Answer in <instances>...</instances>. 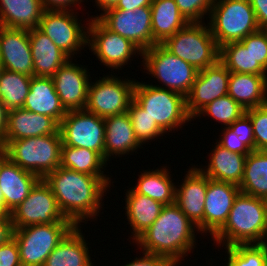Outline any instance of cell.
<instances>
[{
  "instance_id": "3",
  "label": "cell",
  "mask_w": 267,
  "mask_h": 266,
  "mask_svg": "<svg viewBox=\"0 0 267 266\" xmlns=\"http://www.w3.org/2000/svg\"><path fill=\"white\" fill-rule=\"evenodd\" d=\"M212 238L220 246L223 242V246L226 247L236 244L265 243L267 239L266 200L239 192L225 224Z\"/></svg>"
},
{
  "instance_id": "49",
  "label": "cell",
  "mask_w": 267,
  "mask_h": 266,
  "mask_svg": "<svg viewBox=\"0 0 267 266\" xmlns=\"http://www.w3.org/2000/svg\"><path fill=\"white\" fill-rule=\"evenodd\" d=\"M152 0H119L115 9L134 11L140 7H150Z\"/></svg>"
},
{
  "instance_id": "5",
  "label": "cell",
  "mask_w": 267,
  "mask_h": 266,
  "mask_svg": "<svg viewBox=\"0 0 267 266\" xmlns=\"http://www.w3.org/2000/svg\"><path fill=\"white\" fill-rule=\"evenodd\" d=\"M133 100L164 131L182 128L191 117L186 110V97L181 93L167 90L159 85L136 82Z\"/></svg>"
},
{
  "instance_id": "30",
  "label": "cell",
  "mask_w": 267,
  "mask_h": 266,
  "mask_svg": "<svg viewBox=\"0 0 267 266\" xmlns=\"http://www.w3.org/2000/svg\"><path fill=\"white\" fill-rule=\"evenodd\" d=\"M126 197L127 219L133 230L132 240H136L155 222L164 205L145 195L135 193L132 189L127 191Z\"/></svg>"
},
{
  "instance_id": "18",
  "label": "cell",
  "mask_w": 267,
  "mask_h": 266,
  "mask_svg": "<svg viewBox=\"0 0 267 266\" xmlns=\"http://www.w3.org/2000/svg\"><path fill=\"white\" fill-rule=\"evenodd\" d=\"M0 59L3 69L34 76L27 29L0 26Z\"/></svg>"
},
{
  "instance_id": "45",
  "label": "cell",
  "mask_w": 267,
  "mask_h": 266,
  "mask_svg": "<svg viewBox=\"0 0 267 266\" xmlns=\"http://www.w3.org/2000/svg\"><path fill=\"white\" fill-rule=\"evenodd\" d=\"M0 266H22L17 241L14 237L0 245Z\"/></svg>"
},
{
  "instance_id": "40",
  "label": "cell",
  "mask_w": 267,
  "mask_h": 266,
  "mask_svg": "<svg viewBox=\"0 0 267 266\" xmlns=\"http://www.w3.org/2000/svg\"><path fill=\"white\" fill-rule=\"evenodd\" d=\"M250 118L255 138V150L267 151V104L245 110Z\"/></svg>"
},
{
  "instance_id": "46",
  "label": "cell",
  "mask_w": 267,
  "mask_h": 266,
  "mask_svg": "<svg viewBox=\"0 0 267 266\" xmlns=\"http://www.w3.org/2000/svg\"><path fill=\"white\" fill-rule=\"evenodd\" d=\"M141 258H135L124 266H173L174 264L166 257L143 252Z\"/></svg>"
},
{
  "instance_id": "15",
  "label": "cell",
  "mask_w": 267,
  "mask_h": 266,
  "mask_svg": "<svg viewBox=\"0 0 267 266\" xmlns=\"http://www.w3.org/2000/svg\"><path fill=\"white\" fill-rule=\"evenodd\" d=\"M74 13L72 10H44L38 26L71 59V55L84 49L88 41V29L80 25Z\"/></svg>"
},
{
  "instance_id": "38",
  "label": "cell",
  "mask_w": 267,
  "mask_h": 266,
  "mask_svg": "<svg viewBox=\"0 0 267 266\" xmlns=\"http://www.w3.org/2000/svg\"><path fill=\"white\" fill-rule=\"evenodd\" d=\"M245 110L234 101L229 95L219 97L203 107L195 116L196 118L208 114L213 117L216 121L225 125L224 127L230 126L234 121L239 119Z\"/></svg>"
},
{
  "instance_id": "21",
  "label": "cell",
  "mask_w": 267,
  "mask_h": 266,
  "mask_svg": "<svg viewBox=\"0 0 267 266\" xmlns=\"http://www.w3.org/2000/svg\"><path fill=\"white\" fill-rule=\"evenodd\" d=\"M58 130L59 124L47 115L30 112L23 108L12 109L8 112L5 139L0 147L3 148L12 140L55 134Z\"/></svg>"
},
{
  "instance_id": "25",
  "label": "cell",
  "mask_w": 267,
  "mask_h": 266,
  "mask_svg": "<svg viewBox=\"0 0 267 266\" xmlns=\"http://www.w3.org/2000/svg\"><path fill=\"white\" fill-rule=\"evenodd\" d=\"M105 123V161L111 155L119 156L140 148L128 112L104 118ZM108 160V161H107Z\"/></svg>"
},
{
  "instance_id": "23",
  "label": "cell",
  "mask_w": 267,
  "mask_h": 266,
  "mask_svg": "<svg viewBox=\"0 0 267 266\" xmlns=\"http://www.w3.org/2000/svg\"><path fill=\"white\" fill-rule=\"evenodd\" d=\"M34 76L52 77L70 57L58 48L38 27L28 30Z\"/></svg>"
},
{
  "instance_id": "7",
  "label": "cell",
  "mask_w": 267,
  "mask_h": 266,
  "mask_svg": "<svg viewBox=\"0 0 267 266\" xmlns=\"http://www.w3.org/2000/svg\"><path fill=\"white\" fill-rule=\"evenodd\" d=\"M202 22H190L162 45L173 55L186 61L198 71L219 61L220 47L209 26Z\"/></svg>"
},
{
  "instance_id": "8",
  "label": "cell",
  "mask_w": 267,
  "mask_h": 266,
  "mask_svg": "<svg viewBox=\"0 0 267 266\" xmlns=\"http://www.w3.org/2000/svg\"><path fill=\"white\" fill-rule=\"evenodd\" d=\"M72 222L38 224L14 229L22 266H43L47 257L74 227Z\"/></svg>"
},
{
  "instance_id": "35",
  "label": "cell",
  "mask_w": 267,
  "mask_h": 266,
  "mask_svg": "<svg viewBox=\"0 0 267 266\" xmlns=\"http://www.w3.org/2000/svg\"><path fill=\"white\" fill-rule=\"evenodd\" d=\"M31 76L2 69L0 100L8 110L23 108L30 91Z\"/></svg>"
},
{
  "instance_id": "33",
  "label": "cell",
  "mask_w": 267,
  "mask_h": 266,
  "mask_svg": "<svg viewBox=\"0 0 267 266\" xmlns=\"http://www.w3.org/2000/svg\"><path fill=\"white\" fill-rule=\"evenodd\" d=\"M240 192L267 199V151H252L245 160Z\"/></svg>"
},
{
  "instance_id": "6",
  "label": "cell",
  "mask_w": 267,
  "mask_h": 266,
  "mask_svg": "<svg viewBox=\"0 0 267 266\" xmlns=\"http://www.w3.org/2000/svg\"><path fill=\"white\" fill-rule=\"evenodd\" d=\"M209 14L208 26L219 47L260 29L249 0H215Z\"/></svg>"
},
{
  "instance_id": "13",
  "label": "cell",
  "mask_w": 267,
  "mask_h": 266,
  "mask_svg": "<svg viewBox=\"0 0 267 266\" xmlns=\"http://www.w3.org/2000/svg\"><path fill=\"white\" fill-rule=\"evenodd\" d=\"M109 30L130 40L142 52L157 44L153 40L151 7L134 11L107 9L96 16Z\"/></svg>"
},
{
  "instance_id": "32",
  "label": "cell",
  "mask_w": 267,
  "mask_h": 266,
  "mask_svg": "<svg viewBox=\"0 0 267 266\" xmlns=\"http://www.w3.org/2000/svg\"><path fill=\"white\" fill-rule=\"evenodd\" d=\"M168 169L161 168L154 171H143L139 175L137 186L131 189L138 194L145 195L161 204L175 203L176 187L171 180Z\"/></svg>"
},
{
  "instance_id": "29",
  "label": "cell",
  "mask_w": 267,
  "mask_h": 266,
  "mask_svg": "<svg viewBox=\"0 0 267 266\" xmlns=\"http://www.w3.org/2000/svg\"><path fill=\"white\" fill-rule=\"evenodd\" d=\"M0 26L34 29L39 26L44 9L40 0H0Z\"/></svg>"
},
{
  "instance_id": "54",
  "label": "cell",
  "mask_w": 267,
  "mask_h": 266,
  "mask_svg": "<svg viewBox=\"0 0 267 266\" xmlns=\"http://www.w3.org/2000/svg\"><path fill=\"white\" fill-rule=\"evenodd\" d=\"M7 159L5 150L0 147V166Z\"/></svg>"
},
{
  "instance_id": "34",
  "label": "cell",
  "mask_w": 267,
  "mask_h": 266,
  "mask_svg": "<svg viewBox=\"0 0 267 266\" xmlns=\"http://www.w3.org/2000/svg\"><path fill=\"white\" fill-rule=\"evenodd\" d=\"M106 161L95 151L61 145L60 166L96 177H106L101 171Z\"/></svg>"
},
{
  "instance_id": "31",
  "label": "cell",
  "mask_w": 267,
  "mask_h": 266,
  "mask_svg": "<svg viewBox=\"0 0 267 266\" xmlns=\"http://www.w3.org/2000/svg\"><path fill=\"white\" fill-rule=\"evenodd\" d=\"M152 34L157 44L183 29L189 22L180 13L175 0H152Z\"/></svg>"
},
{
  "instance_id": "14",
  "label": "cell",
  "mask_w": 267,
  "mask_h": 266,
  "mask_svg": "<svg viewBox=\"0 0 267 266\" xmlns=\"http://www.w3.org/2000/svg\"><path fill=\"white\" fill-rule=\"evenodd\" d=\"M87 25V45L108 68L120 69L125 63L128 64L133 54L142 55V51L135 44L109 30L97 17L91 18Z\"/></svg>"
},
{
  "instance_id": "9",
  "label": "cell",
  "mask_w": 267,
  "mask_h": 266,
  "mask_svg": "<svg viewBox=\"0 0 267 266\" xmlns=\"http://www.w3.org/2000/svg\"><path fill=\"white\" fill-rule=\"evenodd\" d=\"M144 69L161 81L167 90L189 94L198 70L169 52L162 44H155L142 52Z\"/></svg>"
},
{
  "instance_id": "28",
  "label": "cell",
  "mask_w": 267,
  "mask_h": 266,
  "mask_svg": "<svg viewBox=\"0 0 267 266\" xmlns=\"http://www.w3.org/2000/svg\"><path fill=\"white\" fill-rule=\"evenodd\" d=\"M212 150L208 168H199L208 178L221 182H229L240 185L243 174L246 155L235 153L220 146L218 143Z\"/></svg>"
},
{
  "instance_id": "4",
  "label": "cell",
  "mask_w": 267,
  "mask_h": 266,
  "mask_svg": "<svg viewBox=\"0 0 267 266\" xmlns=\"http://www.w3.org/2000/svg\"><path fill=\"white\" fill-rule=\"evenodd\" d=\"M61 145L58 130L55 134L9 141L3 149L10 161L44 179L60 166Z\"/></svg>"
},
{
  "instance_id": "37",
  "label": "cell",
  "mask_w": 267,
  "mask_h": 266,
  "mask_svg": "<svg viewBox=\"0 0 267 266\" xmlns=\"http://www.w3.org/2000/svg\"><path fill=\"white\" fill-rule=\"evenodd\" d=\"M227 266H267V246L263 244H236L225 247Z\"/></svg>"
},
{
  "instance_id": "42",
  "label": "cell",
  "mask_w": 267,
  "mask_h": 266,
  "mask_svg": "<svg viewBox=\"0 0 267 266\" xmlns=\"http://www.w3.org/2000/svg\"><path fill=\"white\" fill-rule=\"evenodd\" d=\"M180 13L190 22H202L203 16L210 13L215 0H175Z\"/></svg>"
},
{
  "instance_id": "24",
  "label": "cell",
  "mask_w": 267,
  "mask_h": 266,
  "mask_svg": "<svg viewBox=\"0 0 267 266\" xmlns=\"http://www.w3.org/2000/svg\"><path fill=\"white\" fill-rule=\"evenodd\" d=\"M23 109L37 114L47 115L58 124L67 114L55 90L51 77L32 76L30 91Z\"/></svg>"
},
{
  "instance_id": "16",
  "label": "cell",
  "mask_w": 267,
  "mask_h": 266,
  "mask_svg": "<svg viewBox=\"0 0 267 266\" xmlns=\"http://www.w3.org/2000/svg\"><path fill=\"white\" fill-rule=\"evenodd\" d=\"M229 78L230 72L220 61L198 71L186 96V110L192 119L207 104L228 95Z\"/></svg>"
},
{
  "instance_id": "22",
  "label": "cell",
  "mask_w": 267,
  "mask_h": 266,
  "mask_svg": "<svg viewBox=\"0 0 267 266\" xmlns=\"http://www.w3.org/2000/svg\"><path fill=\"white\" fill-rule=\"evenodd\" d=\"M40 178L8 158L0 166V188L4 196V207L9 214L29 195Z\"/></svg>"
},
{
  "instance_id": "12",
  "label": "cell",
  "mask_w": 267,
  "mask_h": 266,
  "mask_svg": "<svg viewBox=\"0 0 267 266\" xmlns=\"http://www.w3.org/2000/svg\"><path fill=\"white\" fill-rule=\"evenodd\" d=\"M14 229L38 224L71 222L59 208L50 186L40 179L26 199L10 213Z\"/></svg>"
},
{
  "instance_id": "2",
  "label": "cell",
  "mask_w": 267,
  "mask_h": 266,
  "mask_svg": "<svg viewBox=\"0 0 267 266\" xmlns=\"http://www.w3.org/2000/svg\"><path fill=\"white\" fill-rule=\"evenodd\" d=\"M194 227L175 203L165 205L155 222L134 242L143 247V252L164 256L177 265L195 248Z\"/></svg>"
},
{
  "instance_id": "52",
  "label": "cell",
  "mask_w": 267,
  "mask_h": 266,
  "mask_svg": "<svg viewBox=\"0 0 267 266\" xmlns=\"http://www.w3.org/2000/svg\"><path fill=\"white\" fill-rule=\"evenodd\" d=\"M119 0H95L96 5L100 7L103 12L109 8L115 7Z\"/></svg>"
},
{
  "instance_id": "50",
  "label": "cell",
  "mask_w": 267,
  "mask_h": 266,
  "mask_svg": "<svg viewBox=\"0 0 267 266\" xmlns=\"http://www.w3.org/2000/svg\"><path fill=\"white\" fill-rule=\"evenodd\" d=\"M14 226L11 218L0 219V245L13 238Z\"/></svg>"
},
{
  "instance_id": "51",
  "label": "cell",
  "mask_w": 267,
  "mask_h": 266,
  "mask_svg": "<svg viewBox=\"0 0 267 266\" xmlns=\"http://www.w3.org/2000/svg\"><path fill=\"white\" fill-rule=\"evenodd\" d=\"M8 112L9 110L6 108L5 104L0 100V146L3 144L5 139Z\"/></svg>"
},
{
  "instance_id": "19",
  "label": "cell",
  "mask_w": 267,
  "mask_h": 266,
  "mask_svg": "<svg viewBox=\"0 0 267 266\" xmlns=\"http://www.w3.org/2000/svg\"><path fill=\"white\" fill-rule=\"evenodd\" d=\"M208 177L197 167L188 170L184 182L177 188L175 204L204 233V207Z\"/></svg>"
},
{
  "instance_id": "44",
  "label": "cell",
  "mask_w": 267,
  "mask_h": 266,
  "mask_svg": "<svg viewBox=\"0 0 267 266\" xmlns=\"http://www.w3.org/2000/svg\"><path fill=\"white\" fill-rule=\"evenodd\" d=\"M231 131L240 137H247V146L255 151V138L250 118L244 113L239 119L228 126Z\"/></svg>"
},
{
  "instance_id": "26",
  "label": "cell",
  "mask_w": 267,
  "mask_h": 266,
  "mask_svg": "<svg viewBox=\"0 0 267 266\" xmlns=\"http://www.w3.org/2000/svg\"><path fill=\"white\" fill-rule=\"evenodd\" d=\"M267 75L230 73L228 95L244 110L267 104Z\"/></svg>"
},
{
  "instance_id": "1",
  "label": "cell",
  "mask_w": 267,
  "mask_h": 266,
  "mask_svg": "<svg viewBox=\"0 0 267 266\" xmlns=\"http://www.w3.org/2000/svg\"><path fill=\"white\" fill-rule=\"evenodd\" d=\"M44 181L50 186L64 216L75 226L97 216L109 177H96L59 166Z\"/></svg>"
},
{
  "instance_id": "36",
  "label": "cell",
  "mask_w": 267,
  "mask_h": 266,
  "mask_svg": "<svg viewBox=\"0 0 267 266\" xmlns=\"http://www.w3.org/2000/svg\"><path fill=\"white\" fill-rule=\"evenodd\" d=\"M219 61L230 73L267 74L260 65H254L249 49H245L240 42H230L221 46Z\"/></svg>"
},
{
  "instance_id": "41",
  "label": "cell",
  "mask_w": 267,
  "mask_h": 266,
  "mask_svg": "<svg viewBox=\"0 0 267 266\" xmlns=\"http://www.w3.org/2000/svg\"><path fill=\"white\" fill-rule=\"evenodd\" d=\"M245 49H249L254 65H260L267 72V33L264 29L247 35L239 41Z\"/></svg>"
},
{
  "instance_id": "47",
  "label": "cell",
  "mask_w": 267,
  "mask_h": 266,
  "mask_svg": "<svg viewBox=\"0 0 267 266\" xmlns=\"http://www.w3.org/2000/svg\"><path fill=\"white\" fill-rule=\"evenodd\" d=\"M260 29L267 27V0H249Z\"/></svg>"
},
{
  "instance_id": "10",
  "label": "cell",
  "mask_w": 267,
  "mask_h": 266,
  "mask_svg": "<svg viewBox=\"0 0 267 266\" xmlns=\"http://www.w3.org/2000/svg\"><path fill=\"white\" fill-rule=\"evenodd\" d=\"M62 144L97 152L105 160L104 118L85 109L68 111L59 124Z\"/></svg>"
},
{
  "instance_id": "39",
  "label": "cell",
  "mask_w": 267,
  "mask_h": 266,
  "mask_svg": "<svg viewBox=\"0 0 267 266\" xmlns=\"http://www.w3.org/2000/svg\"><path fill=\"white\" fill-rule=\"evenodd\" d=\"M127 112L132 122L134 135L140 145L165 134L134 100L131 101Z\"/></svg>"
},
{
  "instance_id": "43",
  "label": "cell",
  "mask_w": 267,
  "mask_h": 266,
  "mask_svg": "<svg viewBox=\"0 0 267 266\" xmlns=\"http://www.w3.org/2000/svg\"><path fill=\"white\" fill-rule=\"evenodd\" d=\"M222 139L218 143L220 146L227 150L243 155H248L252 150L247 146V137H240L233 133L229 127H225L223 131Z\"/></svg>"
},
{
  "instance_id": "55",
  "label": "cell",
  "mask_w": 267,
  "mask_h": 266,
  "mask_svg": "<svg viewBox=\"0 0 267 266\" xmlns=\"http://www.w3.org/2000/svg\"><path fill=\"white\" fill-rule=\"evenodd\" d=\"M2 64H1V59H0V73H1V71H2Z\"/></svg>"
},
{
  "instance_id": "20",
  "label": "cell",
  "mask_w": 267,
  "mask_h": 266,
  "mask_svg": "<svg viewBox=\"0 0 267 266\" xmlns=\"http://www.w3.org/2000/svg\"><path fill=\"white\" fill-rule=\"evenodd\" d=\"M239 192L238 185L208 178L204 207V233L209 232L213 236L225 224Z\"/></svg>"
},
{
  "instance_id": "27",
  "label": "cell",
  "mask_w": 267,
  "mask_h": 266,
  "mask_svg": "<svg viewBox=\"0 0 267 266\" xmlns=\"http://www.w3.org/2000/svg\"><path fill=\"white\" fill-rule=\"evenodd\" d=\"M79 226H74L47 257L43 266H93Z\"/></svg>"
},
{
  "instance_id": "48",
  "label": "cell",
  "mask_w": 267,
  "mask_h": 266,
  "mask_svg": "<svg viewBox=\"0 0 267 266\" xmlns=\"http://www.w3.org/2000/svg\"><path fill=\"white\" fill-rule=\"evenodd\" d=\"M83 0H40L44 10L68 11ZM72 5V6H71ZM69 7V8H68Z\"/></svg>"
},
{
  "instance_id": "11",
  "label": "cell",
  "mask_w": 267,
  "mask_h": 266,
  "mask_svg": "<svg viewBox=\"0 0 267 266\" xmlns=\"http://www.w3.org/2000/svg\"><path fill=\"white\" fill-rule=\"evenodd\" d=\"M136 81H125L115 76H105L91 82L88 88L85 110L105 118L127 112L133 100ZM93 84V85H92Z\"/></svg>"
},
{
  "instance_id": "53",
  "label": "cell",
  "mask_w": 267,
  "mask_h": 266,
  "mask_svg": "<svg viewBox=\"0 0 267 266\" xmlns=\"http://www.w3.org/2000/svg\"><path fill=\"white\" fill-rule=\"evenodd\" d=\"M11 218L9 212L4 207V196L0 188V219Z\"/></svg>"
},
{
  "instance_id": "17",
  "label": "cell",
  "mask_w": 267,
  "mask_h": 266,
  "mask_svg": "<svg viewBox=\"0 0 267 266\" xmlns=\"http://www.w3.org/2000/svg\"><path fill=\"white\" fill-rule=\"evenodd\" d=\"M87 73V68L80 67L69 59L51 77L60 101L67 112L85 109L90 84V74Z\"/></svg>"
}]
</instances>
